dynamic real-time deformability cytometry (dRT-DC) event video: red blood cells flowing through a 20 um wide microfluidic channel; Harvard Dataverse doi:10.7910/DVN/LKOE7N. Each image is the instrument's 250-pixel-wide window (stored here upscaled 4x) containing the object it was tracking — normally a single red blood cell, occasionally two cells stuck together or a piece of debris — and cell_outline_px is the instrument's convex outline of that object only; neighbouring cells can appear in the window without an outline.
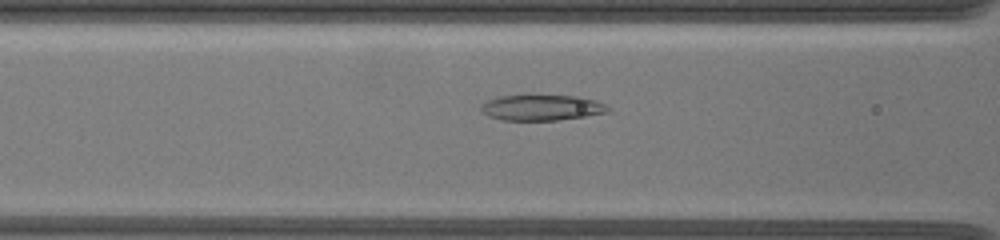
{"species": "common noctule bat (a hibernating species)", "species_latin": "Nyctalus noctula", "temperature_condition": "warm", "stored_images_in_passage": 21, "camera_frame_rate_fps": 3000, "um_per_image_px": 0.085, "animal": {"sex": "female", "body_mass_g": 19.5, "forearm_length_mm": 54.1}, "frame": {"image": 1, "passage_image": 3, "time_ms": 0.333, "image_size_px": [1000, 240], "cell_outline_px": [[612, 112], [560, 120], [500, 120], [488, 116], [480, 112], [480, 104], [496, 96], [524, 92], [580, 96], [596, 100], [604, 104]], "centroid_in_image_um": [45.98, 9.09], "position_along_channel_um": 120.6, "area_um2": 20.35}}
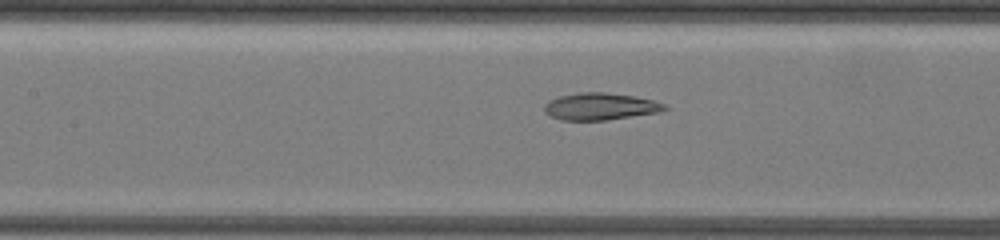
{"frame": {"image": 2, "passage_image": 9, "time_ms": 1.333, "image_size_px": [1000, 240], "cell_outline_px": [[668, 108], [660, 112], [608, 120], [560, 120], [544, 112], [544, 104], [548, 100], [560, 96], [576, 92], [604, 92], [636, 96], [652, 100], [664, 104]], "centroid_in_image_um": [51.0, 9.04], "position_along_channel_um": 156.4, "area_um2": 19.07}}
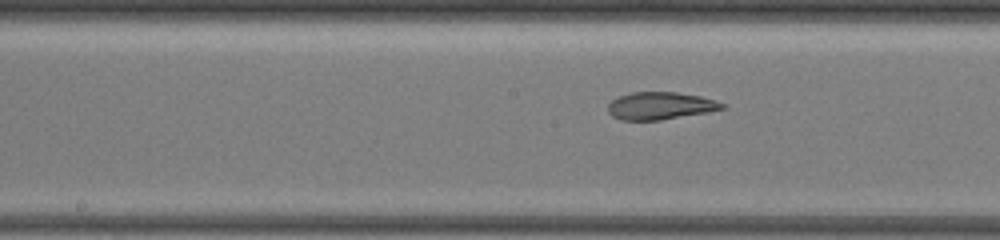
{"frame": {"image": 3, "passage_image": 15, "time_ms": 2.333, "image_size_px": [1000, 240], "cell_outline_px": [[728, 108], [708, 112], [660, 120], [620, 120], [612, 116], [608, 112], [608, 104], [616, 96], [632, 92], [676, 92], [700, 96], [716, 100], [728, 104]], "centroid_in_image_um": [56.15, 8.99], "position_along_channel_um": 192.0, "area_um2": 18.55}}